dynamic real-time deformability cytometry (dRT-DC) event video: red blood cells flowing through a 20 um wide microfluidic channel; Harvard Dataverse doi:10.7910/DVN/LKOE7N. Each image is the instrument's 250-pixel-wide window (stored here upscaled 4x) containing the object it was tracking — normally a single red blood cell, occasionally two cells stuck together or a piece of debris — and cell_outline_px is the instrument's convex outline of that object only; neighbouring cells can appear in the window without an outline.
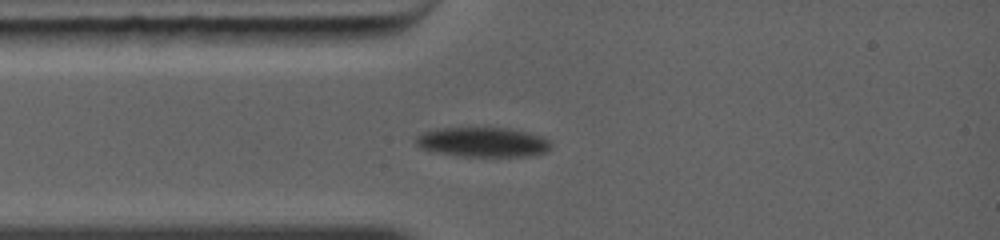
{"species": "common noctule bat (a hibernating species)", "species_latin": "Nyctalus noctula", "temperature_condition": "warm", "stored_images_in_passage": 1, "camera_frame_rate_fps": 5000, "um_per_image_px": 0.085, "animal": {"sex": "female", "body_mass_g": 19.0, "forearm_length_mm": 56.7}, "frame": {"image": 1, "passage_image": 1, "time_ms": 0.0, "image_size_px": [1000, 240], "cell_outline_px": [[552, 144], [544, 152], [532, 156], [460, 156], [432, 152], [420, 148], [416, 144], [416, 136], [424, 132], [440, 128], [512, 128], [528, 132], [540, 136], [548, 140]], "centroid_in_image_um": [41.01, 12.08], "position_along_channel_um": 44.0, "area_um2": 23.35}}